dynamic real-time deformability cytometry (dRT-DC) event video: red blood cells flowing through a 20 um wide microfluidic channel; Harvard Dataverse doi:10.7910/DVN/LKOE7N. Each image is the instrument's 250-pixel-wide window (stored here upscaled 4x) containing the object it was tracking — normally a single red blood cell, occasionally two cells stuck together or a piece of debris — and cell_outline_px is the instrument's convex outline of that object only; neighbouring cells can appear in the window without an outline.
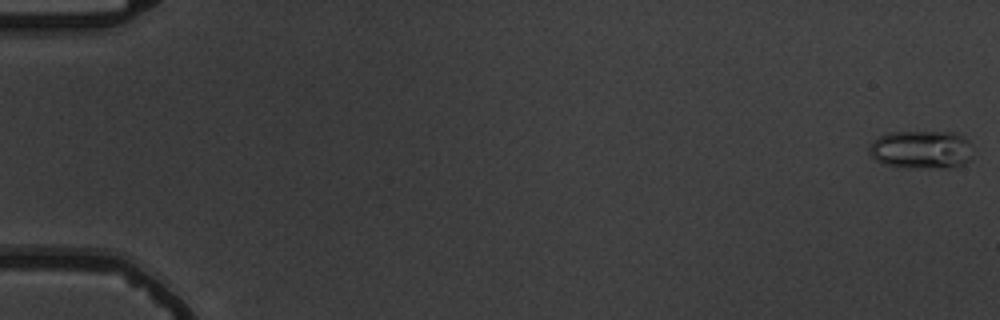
{"species": "common noctule bat (a hibernating species)", "species_latin": "Nyctalus noctula", "temperature_condition": "warm", "stored_images_in_passage": 56, "camera_frame_rate_fps": 3000, "um_per_image_px": 0.085, "animal": {"sex": "male", "body_mass_g": 19.5, "forearm_length_mm": 54.6}, "frame": {"image": 1, "passage_image": 1, "time_ms": 0.0, "image_size_px": [1000, 320], "cell_outline_px": [[972, 160], [956, 168], [920, 168], [884, 164], [876, 160], [868, 152], [868, 148], [880, 136], [888, 132], [956, 132], [964, 136], [972, 144]], "centroid_in_image_um": [78.4, 12.72], "position_along_channel_um": 6.6, "area_um2": 23.47}}
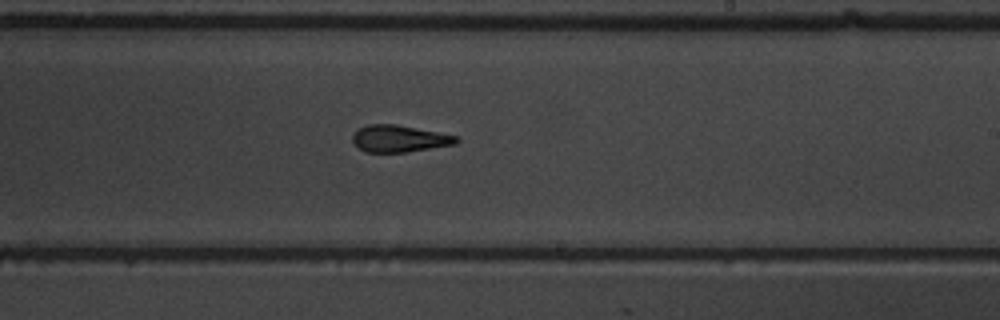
{"frame": {"image": 2, "passage_image": 35, "time_ms": 11.333, "image_size_px": [1000, 320], "cell_outline_px": [[460, 140], [456, 144], [408, 152], [364, 152], [352, 140], [352, 136], [360, 128], [368, 124], [396, 124], [456, 136]], "centroid_in_image_um": [33.94, 11.79], "position_along_channel_um": 255.1, "area_um2": 16.07}}
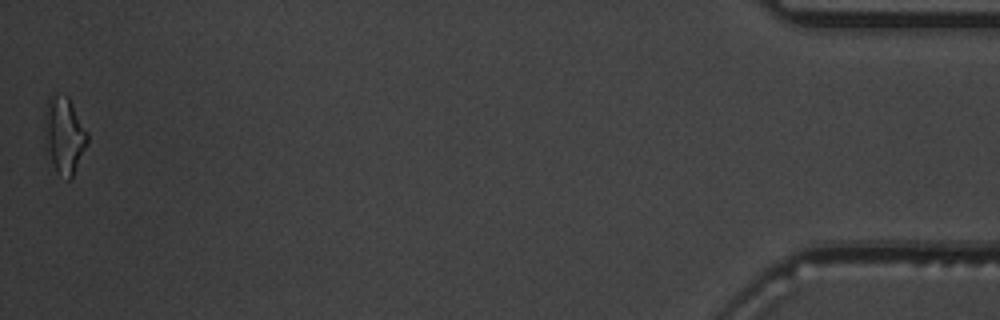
{"frame": {"image": 3, "passage_image": 56, "time_ms": 18.333, "image_size_px": [1000, 320], "cell_outline_px": [[88, 144], [72, 176], [68, 180], [56, 172], [44, 148], [44, 112], [48, 100], [56, 92], [68, 96], [88, 132]], "centroid_in_image_um": [5.43, 11.48], "position_along_channel_um": 429.8, "area_um2": 19.54}, "authors_computed_cell_mechanics": {"area_um2": 16.7331, "velocity_mm_per_s": 3.7252, "shape_relaxation_time_tau1_ms": 2.8855, "shape_relaxation_time_tau2_ms": 2.3469, "deformation_change_tau1": 0.1503, "deformation_change_tau2": 0.1293}}